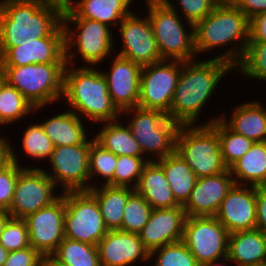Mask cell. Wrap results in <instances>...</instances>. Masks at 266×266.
I'll list each match as a JSON object with an SVG mask.
<instances>
[{"instance_id": "6da1fadb", "label": "cell", "mask_w": 266, "mask_h": 266, "mask_svg": "<svg viewBox=\"0 0 266 266\" xmlns=\"http://www.w3.org/2000/svg\"><path fill=\"white\" fill-rule=\"evenodd\" d=\"M64 0H1L0 57L23 39L65 36Z\"/></svg>"}, {"instance_id": "7a4b0ae2", "label": "cell", "mask_w": 266, "mask_h": 266, "mask_svg": "<svg viewBox=\"0 0 266 266\" xmlns=\"http://www.w3.org/2000/svg\"><path fill=\"white\" fill-rule=\"evenodd\" d=\"M233 70L235 67L229 62L212 57L203 61L195 59L182 62L167 116L180 125H197L200 113L211 101L219 83Z\"/></svg>"}, {"instance_id": "3957f363", "label": "cell", "mask_w": 266, "mask_h": 266, "mask_svg": "<svg viewBox=\"0 0 266 266\" xmlns=\"http://www.w3.org/2000/svg\"><path fill=\"white\" fill-rule=\"evenodd\" d=\"M194 37L197 58L205 52L228 45L223 53L213 55V58L236 67L249 42V19L230 0H221L209 15L194 25Z\"/></svg>"}, {"instance_id": "277c9868", "label": "cell", "mask_w": 266, "mask_h": 266, "mask_svg": "<svg viewBox=\"0 0 266 266\" xmlns=\"http://www.w3.org/2000/svg\"><path fill=\"white\" fill-rule=\"evenodd\" d=\"M81 65L78 67L67 64L64 71L62 99L66 100L70 110L82 119L85 116L93 125L121 118V111L108 93L101 67Z\"/></svg>"}, {"instance_id": "5b68a950", "label": "cell", "mask_w": 266, "mask_h": 266, "mask_svg": "<svg viewBox=\"0 0 266 266\" xmlns=\"http://www.w3.org/2000/svg\"><path fill=\"white\" fill-rule=\"evenodd\" d=\"M216 116L203 124L181 125L177 133L175 151L197 178L218 175L228 169L222 159L216 132V119H220V116Z\"/></svg>"}, {"instance_id": "8992f818", "label": "cell", "mask_w": 266, "mask_h": 266, "mask_svg": "<svg viewBox=\"0 0 266 266\" xmlns=\"http://www.w3.org/2000/svg\"><path fill=\"white\" fill-rule=\"evenodd\" d=\"M143 1L161 58L182 62L195 60L194 25L183 20L178 12L170 9L162 0Z\"/></svg>"}, {"instance_id": "52a82bcc", "label": "cell", "mask_w": 266, "mask_h": 266, "mask_svg": "<svg viewBox=\"0 0 266 266\" xmlns=\"http://www.w3.org/2000/svg\"><path fill=\"white\" fill-rule=\"evenodd\" d=\"M66 64L76 66V57L87 67H99L114 55L113 32L105 23L87 18H62ZM72 26V27H71ZM81 56V57H80ZM75 61V62H74Z\"/></svg>"}, {"instance_id": "ba28073f", "label": "cell", "mask_w": 266, "mask_h": 266, "mask_svg": "<svg viewBox=\"0 0 266 266\" xmlns=\"http://www.w3.org/2000/svg\"><path fill=\"white\" fill-rule=\"evenodd\" d=\"M66 63L0 66L3 80L15 87L33 106L46 107L62 100Z\"/></svg>"}, {"instance_id": "9c48e42d", "label": "cell", "mask_w": 266, "mask_h": 266, "mask_svg": "<svg viewBox=\"0 0 266 266\" xmlns=\"http://www.w3.org/2000/svg\"><path fill=\"white\" fill-rule=\"evenodd\" d=\"M125 115H130L126 124L148 160L155 161L175 152L179 123L161 111L138 106L121 111V118Z\"/></svg>"}, {"instance_id": "30bf717a", "label": "cell", "mask_w": 266, "mask_h": 266, "mask_svg": "<svg viewBox=\"0 0 266 266\" xmlns=\"http://www.w3.org/2000/svg\"><path fill=\"white\" fill-rule=\"evenodd\" d=\"M65 238L97 246L109 231L96 199L88 191L64 192Z\"/></svg>"}, {"instance_id": "8fae6325", "label": "cell", "mask_w": 266, "mask_h": 266, "mask_svg": "<svg viewBox=\"0 0 266 266\" xmlns=\"http://www.w3.org/2000/svg\"><path fill=\"white\" fill-rule=\"evenodd\" d=\"M182 61L162 60L144 65L140 75L137 106L169 114L181 72Z\"/></svg>"}, {"instance_id": "7c38bea8", "label": "cell", "mask_w": 266, "mask_h": 266, "mask_svg": "<svg viewBox=\"0 0 266 266\" xmlns=\"http://www.w3.org/2000/svg\"><path fill=\"white\" fill-rule=\"evenodd\" d=\"M91 143L54 147L50 158V170H42L53 180L61 193L88 191L90 189L89 149ZM45 169V170H44ZM60 184V185H59Z\"/></svg>"}, {"instance_id": "4fadbf2b", "label": "cell", "mask_w": 266, "mask_h": 266, "mask_svg": "<svg viewBox=\"0 0 266 266\" xmlns=\"http://www.w3.org/2000/svg\"><path fill=\"white\" fill-rule=\"evenodd\" d=\"M229 232L215 216L186 217L182 242L201 266L228 255Z\"/></svg>"}, {"instance_id": "5bb4252c", "label": "cell", "mask_w": 266, "mask_h": 266, "mask_svg": "<svg viewBox=\"0 0 266 266\" xmlns=\"http://www.w3.org/2000/svg\"><path fill=\"white\" fill-rule=\"evenodd\" d=\"M53 180L42 167H25L19 174L14 194L7 212L12 218L24 219L27 215L50 205L60 195L56 194Z\"/></svg>"}, {"instance_id": "9a60e30c", "label": "cell", "mask_w": 266, "mask_h": 266, "mask_svg": "<svg viewBox=\"0 0 266 266\" xmlns=\"http://www.w3.org/2000/svg\"><path fill=\"white\" fill-rule=\"evenodd\" d=\"M134 12V13H133ZM123 45L116 55L141 66L162 61L148 16L132 11L117 27Z\"/></svg>"}, {"instance_id": "2e32d148", "label": "cell", "mask_w": 266, "mask_h": 266, "mask_svg": "<svg viewBox=\"0 0 266 266\" xmlns=\"http://www.w3.org/2000/svg\"><path fill=\"white\" fill-rule=\"evenodd\" d=\"M64 217V192L50 205L27 215L30 246L42 255L52 254L65 238Z\"/></svg>"}, {"instance_id": "e0dca14e", "label": "cell", "mask_w": 266, "mask_h": 266, "mask_svg": "<svg viewBox=\"0 0 266 266\" xmlns=\"http://www.w3.org/2000/svg\"><path fill=\"white\" fill-rule=\"evenodd\" d=\"M256 187L234 184L215 215L229 234L256 228Z\"/></svg>"}, {"instance_id": "ac0fdd59", "label": "cell", "mask_w": 266, "mask_h": 266, "mask_svg": "<svg viewBox=\"0 0 266 266\" xmlns=\"http://www.w3.org/2000/svg\"><path fill=\"white\" fill-rule=\"evenodd\" d=\"M114 56L111 67L106 71L101 70L107 81L110 98L120 111L137 107L143 66L118 55Z\"/></svg>"}, {"instance_id": "d6986e66", "label": "cell", "mask_w": 266, "mask_h": 266, "mask_svg": "<svg viewBox=\"0 0 266 266\" xmlns=\"http://www.w3.org/2000/svg\"><path fill=\"white\" fill-rule=\"evenodd\" d=\"M34 63H66L65 36L23 39L19 46L10 47L0 57V66H22Z\"/></svg>"}, {"instance_id": "ffe728a7", "label": "cell", "mask_w": 266, "mask_h": 266, "mask_svg": "<svg viewBox=\"0 0 266 266\" xmlns=\"http://www.w3.org/2000/svg\"><path fill=\"white\" fill-rule=\"evenodd\" d=\"M230 170L197 178L190 197L183 205L187 217L215 216L222 200L234 185Z\"/></svg>"}, {"instance_id": "44dd1931", "label": "cell", "mask_w": 266, "mask_h": 266, "mask_svg": "<svg viewBox=\"0 0 266 266\" xmlns=\"http://www.w3.org/2000/svg\"><path fill=\"white\" fill-rule=\"evenodd\" d=\"M186 217L183 205L153 209L149 221L138 233L149 253L156 248L182 241Z\"/></svg>"}, {"instance_id": "7402d4cb", "label": "cell", "mask_w": 266, "mask_h": 266, "mask_svg": "<svg viewBox=\"0 0 266 266\" xmlns=\"http://www.w3.org/2000/svg\"><path fill=\"white\" fill-rule=\"evenodd\" d=\"M97 248L101 266H135L138 260L150 262V253L136 233L109 230Z\"/></svg>"}, {"instance_id": "603a6c76", "label": "cell", "mask_w": 266, "mask_h": 266, "mask_svg": "<svg viewBox=\"0 0 266 266\" xmlns=\"http://www.w3.org/2000/svg\"><path fill=\"white\" fill-rule=\"evenodd\" d=\"M133 0H64L62 18H87L117 28L133 10Z\"/></svg>"}, {"instance_id": "cb8c5ba5", "label": "cell", "mask_w": 266, "mask_h": 266, "mask_svg": "<svg viewBox=\"0 0 266 266\" xmlns=\"http://www.w3.org/2000/svg\"><path fill=\"white\" fill-rule=\"evenodd\" d=\"M231 109L230 117L226 112L220 114V120L230 130L253 142L266 141V107L262 101H246Z\"/></svg>"}, {"instance_id": "d4e9b609", "label": "cell", "mask_w": 266, "mask_h": 266, "mask_svg": "<svg viewBox=\"0 0 266 266\" xmlns=\"http://www.w3.org/2000/svg\"><path fill=\"white\" fill-rule=\"evenodd\" d=\"M227 257L235 266L266 264V233L255 228L229 234Z\"/></svg>"}, {"instance_id": "484cf974", "label": "cell", "mask_w": 266, "mask_h": 266, "mask_svg": "<svg viewBox=\"0 0 266 266\" xmlns=\"http://www.w3.org/2000/svg\"><path fill=\"white\" fill-rule=\"evenodd\" d=\"M135 190L153 209L180 206L174 198L162 166L156 160H149L145 164Z\"/></svg>"}, {"instance_id": "4316f807", "label": "cell", "mask_w": 266, "mask_h": 266, "mask_svg": "<svg viewBox=\"0 0 266 266\" xmlns=\"http://www.w3.org/2000/svg\"><path fill=\"white\" fill-rule=\"evenodd\" d=\"M53 115L47 120L44 119L45 121H41L40 124L54 147L91 143L92 137L90 136L94 135L88 133V128L86 129L85 124H83L86 122L75 112L68 109L62 113Z\"/></svg>"}, {"instance_id": "83f0119b", "label": "cell", "mask_w": 266, "mask_h": 266, "mask_svg": "<svg viewBox=\"0 0 266 266\" xmlns=\"http://www.w3.org/2000/svg\"><path fill=\"white\" fill-rule=\"evenodd\" d=\"M229 170L236 185L266 186V141L254 142Z\"/></svg>"}, {"instance_id": "f1b7e54d", "label": "cell", "mask_w": 266, "mask_h": 266, "mask_svg": "<svg viewBox=\"0 0 266 266\" xmlns=\"http://www.w3.org/2000/svg\"><path fill=\"white\" fill-rule=\"evenodd\" d=\"M134 190L110 185H96L88 190L96 199L108 230H119L122 227L125 204Z\"/></svg>"}, {"instance_id": "f546056e", "label": "cell", "mask_w": 266, "mask_h": 266, "mask_svg": "<svg viewBox=\"0 0 266 266\" xmlns=\"http://www.w3.org/2000/svg\"><path fill=\"white\" fill-rule=\"evenodd\" d=\"M156 161L163 168L175 200L184 205L197 181L195 172L176 151Z\"/></svg>"}, {"instance_id": "4dcf8cb0", "label": "cell", "mask_w": 266, "mask_h": 266, "mask_svg": "<svg viewBox=\"0 0 266 266\" xmlns=\"http://www.w3.org/2000/svg\"><path fill=\"white\" fill-rule=\"evenodd\" d=\"M120 120L122 119L104 122V125L99 129L100 131H96L94 139L116 156H143L140 146L129 127Z\"/></svg>"}, {"instance_id": "1f68e13d", "label": "cell", "mask_w": 266, "mask_h": 266, "mask_svg": "<svg viewBox=\"0 0 266 266\" xmlns=\"http://www.w3.org/2000/svg\"><path fill=\"white\" fill-rule=\"evenodd\" d=\"M45 107H35L5 80L0 82V126H7ZM40 109V110H39ZM32 113V114H31ZM28 114V115H27Z\"/></svg>"}, {"instance_id": "d6a6232c", "label": "cell", "mask_w": 266, "mask_h": 266, "mask_svg": "<svg viewBox=\"0 0 266 266\" xmlns=\"http://www.w3.org/2000/svg\"><path fill=\"white\" fill-rule=\"evenodd\" d=\"M52 255L68 266H101L95 245L64 238Z\"/></svg>"}, {"instance_id": "836d02e7", "label": "cell", "mask_w": 266, "mask_h": 266, "mask_svg": "<svg viewBox=\"0 0 266 266\" xmlns=\"http://www.w3.org/2000/svg\"><path fill=\"white\" fill-rule=\"evenodd\" d=\"M116 163L117 156L101 146L93 136L89 149L90 189L96 186V179H104L101 184L98 183L97 185L113 186V175L116 169Z\"/></svg>"}, {"instance_id": "e575fe53", "label": "cell", "mask_w": 266, "mask_h": 266, "mask_svg": "<svg viewBox=\"0 0 266 266\" xmlns=\"http://www.w3.org/2000/svg\"><path fill=\"white\" fill-rule=\"evenodd\" d=\"M216 132L220 140L222 159L228 169L254 144L247 137L230 130L220 119H216Z\"/></svg>"}, {"instance_id": "d590c367", "label": "cell", "mask_w": 266, "mask_h": 266, "mask_svg": "<svg viewBox=\"0 0 266 266\" xmlns=\"http://www.w3.org/2000/svg\"><path fill=\"white\" fill-rule=\"evenodd\" d=\"M235 71L245 78L266 82V42H248L245 54Z\"/></svg>"}, {"instance_id": "8d00e7d4", "label": "cell", "mask_w": 266, "mask_h": 266, "mask_svg": "<svg viewBox=\"0 0 266 266\" xmlns=\"http://www.w3.org/2000/svg\"><path fill=\"white\" fill-rule=\"evenodd\" d=\"M153 208L134 190L128 197L122 227L119 230L138 234L149 221Z\"/></svg>"}, {"instance_id": "74e56055", "label": "cell", "mask_w": 266, "mask_h": 266, "mask_svg": "<svg viewBox=\"0 0 266 266\" xmlns=\"http://www.w3.org/2000/svg\"><path fill=\"white\" fill-rule=\"evenodd\" d=\"M22 137V153H26L33 160H48L54 150V145L49 137L45 134L39 122L30 124L26 127Z\"/></svg>"}, {"instance_id": "f35d334b", "label": "cell", "mask_w": 266, "mask_h": 266, "mask_svg": "<svg viewBox=\"0 0 266 266\" xmlns=\"http://www.w3.org/2000/svg\"><path fill=\"white\" fill-rule=\"evenodd\" d=\"M149 257L153 261L152 266H200L182 241L156 248Z\"/></svg>"}, {"instance_id": "ab89813d", "label": "cell", "mask_w": 266, "mask_h": 266, "mask_svg": "<svg viewBox=\"0 0 266 266\" xmlns=\"http://www.w3.org/2000/svg\"><path fill=\"white\" fill-rule=\"evenodd\" d=\"M148 161L145 156H117L116 169L113 175V186L135 189L138 185L143 167Z\"/></svg>"}, {"instance_id": "60d3db41", "label": "cell", "mask_w": 266, "mask_h": 266, "mask_svg": "<svg viewBox=\"0 0 266 266\" xmlns=\"http://www.w3.org/2000/svg\"><path fill=\"white\" fill-rule=\"evenodd\" d=\"M15 148L11 146V162L0 170V209L8 210L10 208L14 187L18 174L25 168L19 163L18 155Z\"/></svg>"}, {"instance_id": "b9f144b4", "label": "cell", "mask_w": 266, "mask_h": 266, "mask_svg": "<svg viewBox=\"0 0 266 266\" xmlns=\"http://www.w3.org/2000/svg\"><path fill=\"white\" fill-rule=\"evenodd\" d=\"M170 9L178 12L183 19L195 25L209 15L221 0H177V5L171 0H162ZM178 6V8H177ZM177 9L179 11H177ZM181 12V13H180Z\"/></svg>"}, {"instance_id": "7bdbcfd3", "label": "cell", "mask_w": 266, "mask_h": 266, "mask_svg": "<svg viewBox=\"0 0 266 266\" xmlns=\"http://www.w3.org/2000/svg\"><path fill=\"white\" fill-rule=\"evenodd\" d=\"M0 244L9 252L30 247L29 232L25 220L11 217L0 235Z\"/></svg>"}, {"instance_id": "ee69618b", "label": "cell", "mask_w": 266, "mask_h": 266, "mask_svg": "<svg viewBox=\"0 0 266 266\" xmlns=\"http://www.w3.org/2000/svg\"><path fill=\"white\" fill-rule=\"evenodd\" d=\"M42 254L34 248L26 247L9 252L3 266H41Z\"/></svg>"}, {"instance_id": "f6af8a7d", "label": "cell", "mask_w": 266, "mask_h": 266, "mask_svg": "<svg viewBox=\"0 0 266 266\" xmlns=\"http://www.w3.org/2000/svg\"><path fill=\"white\" fill-rule=\"evenodd\" d=\"M249 42H266V12L249 20Z\"/></svg>"}, {"instance_id": "bcb514c9", "label": "cell", "mask_w": 266, "mask_h": 266, "mask_svg": "<svg viewBox=\"0 0 266 266\" xmlns=\"http://www.w3.org/2000/svg\"><path fill=\"white\" fill-rule=\"evenodd\" d=\"M250 20L254 16L266 12V0H230Z\"/></svg>"}, {"instance_id": "7dc6e473", "label": "cell", "mask_w": 266, "mask_h": 266, "mask_svg": "<svg viewBox=\"0 0 266 266\" xmlns=\"http://www.w3.org/2000/svg\"><path fill=\"white\" fill-rule=\"evenodd\" d=\"M256 228L266 233V186L256 187Z\"/></svg>"}, {"instance_id": "c3c4849f", "label": "cell", "mask_w": 266, "mask_h": 266, "mask_svg": "<svg viewBox=\"0 0 266 266\" xmlns=\"http://www.w3.org/2000/svg\"><path fill=\"white\" fill-rule=\"evenodd\" d=\"M0 134V170L6 167L11 162V146L12 143L8 137H1Z\"/></svg>"}, {"instance_id": "681fc988", "label": "cell", "mask_w": 266, "mask_h": 266, "mask_svg": "<svg viewBox=\"0 0 266 266\" xmlns=\"http://www.w3.org/2000/svg\"><path fill=\"white\" fill-rule=\"evenodd\" d=\"M41 266H68V265L57 260L52 254H49L42 256Z\"/></svg>"}, {"instance_id": "f907efd6", "label": "cell", "mask_w": 266, "mask_h": 266, "mask_svg": "<svg viewBox=\"0 0 266 266\" xmlns=\"http://www.w3.org/2000/svg\"><path fill=\"white\" fill-rule=\"evenodd\" d=\"M11 218L7 210L0 209V235L3 232L4 226L7 221Z\"/></svg>"}, {"instance_id": "816d5d0a", "label": "cell", "mask_w": 266, "mask_h": 266, "mask_svg": "<svg viewBox=\"0 0 266 266\" xmlns=\"http://www.w3.org/2000/svg\"><path fill=\"white\" fill-rule=\"evenodd\" d=\"M221 260L223 261V263L220 262ZM224 261L227 262V263L230 262V264H232L231 261L229 260V258L225 257V258H222V259H219V260H215V261H211L209 263H205V264H203L201 266H228L227 264L225 265Z\"/></svg>"}, {"instance_id": "f5cc1de1", "label": "cell", "mask_w": 266, "mask_h": 266, "mask_svg": "<svg viewBox=\"0 0 266 266\" xmlns=\"http://www.w3.org/2000/svg\"><path fill=\"white\" fill-rule=\"evenodd\" d=\"M9 251L2 247L0 244V266H3L7 257H8Z\"/></svg>"}]
</instances>
